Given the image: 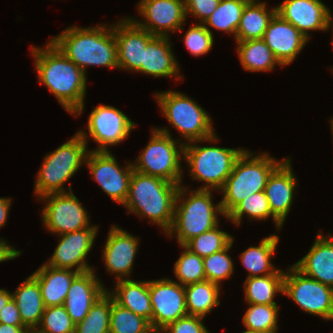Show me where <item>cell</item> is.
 I'll use <instances>...</instances> for the list:
<instances>
[{"instance_id":"83f0119b","label":"cell","mask_w":333,"mask_h":333,"mask_svg":"<svg viewBox=\"0 0 333 333\" xmlns=\"http://www.w3.org/2000/svg\"><path fill=\"white\" fill-rule=\"evenodd\" d=\"M266 2L247 3L236 32V41L263 39L265 30L276 13V6L267 10Z\"/></svg>"},{"instance_id":"7bdbcfd3","label":"cell","mask_w":333,"mask_h":333,"mask_svg":"<svg viewBox=\"0 0 333 333\" xmlns=\"http://www.w3.org/2000/svg\"><path fill=\"white\" fill-rule=\"evenodd\" d=\"M202 317L186 315L169 323L159 333H210L203 324Z\"/></svg>"},{"instance_id":"9c48e42d","label":"cell","mask_w":333,"mask_h":333,"mask_svg":"<svg viewBox=\"0 0 333 333\" xmlns=\"http://www.w3.org/2000/svg\"><path fill=\"white\" fill-rule=\"evenodd\" d=\"M199 141L184 146V159L193 180L203 182L199 189L221 190L244 148L198 146Z\"/></svg>"},{"instance_id":"30bf717a","label":"cell","mask_w":333,"mask_h":333,"mask_svg":"<svg viewBox=\"0 0 333 333\" xmlns=\"http://www.w3.org/2000/svg\"><path fill=\"white\" fill-rule=\"evenodd\" d=\"M283 280V295L310 315L333 320V288L309 278L293 265L287 268Z\"/></svg>"},{"instance_id":"ffe728a7","label":"cell","mask_w":333,"mask_h":333,"mask_svg":"<svg viewBox=\"0 0 333 333\" xmlns=\"http://www.w3.org/2000/svg\"><path fill=\"white\" fill-rule=\"evenodd\" d=\"M263 40L282 67L292 63L308 42L298 29L277 13L271 18Z\"/></svg>"},{"instance_id":"836d02e7","label":"cell","mask_w":333,"mask_h":333,"mask_svg":"<svg viewBox=\"0 0 333 333\" xmlns=\"http://www.w3.org/2000/svg\"><path fill=\"white\" fill-rule=\"evenodd\" d=\"M244 215H247L250 219L261 221L271 217L275 222L276 228L281 229L283 226L272 215L265 191L253 193L246 197L226 216V218L238 226L242 222Z\"/></svg>"},{"instance_id":"f35d334b","label":"cell","mask_w":333,"mask_h":333,"mask_svg":"<svg viewBox=\"0 0 333 333\" xmlns=\"http://www.w3.org/2000/svg\"><path fill=\"white\" fill-rule=\"evenodd\" d=\"M183 252L174 264V274L178 283L186 286L206 280L203 258L192 253L185 246Z\"/></svg>"},{"instance_id":"ee69618b","label":"cell","mask_w":333,"mask_h":333,"mask_svg":"<svg viewBox=\"0 0 333 333\" xmlns=\"http://www.w3.org/2000/svg\"><path fill=\"white\" fill-rule=\"evenodd\" d=\"M221 0H185L186 17L193 15L203 24L216 10Z\"/></svg>"},{"instance_id":"3957f363","label":"cell","mask_w":333,"mask_h":333,"mask_svg":"<svg viewBox=\"0 0 333 333\" xmlns=\"http://www.w3.org/2000/svg\"><path fill=\"white\" fill-rule=\"evenodd\" d=\"M179 184L133 170L127 200L128 211L140 218L147 217L167 233L174 220Z\"/></svg>"},{"instance_id":"f546056e","label":"cell","mask_w":333,"mask_h":333,"mask_svg":"<svg viewBox=\"0 0 333 333\" xmlns=\"http://www.w3.org/2000/svg\"><path fill=\"white\" fill-rule=\"evenodd\" d=\"M235 42L240 63L246 71L266 72L282 66L263 39Z\"/></svg>"},{"instance_id":"e575fe53","label":"cell","mask_w":333,"mask_h":333,"mask_svg":"<svg viewBox=\"0 0 333 333\" xmlns=\"http://www.w3.org/2000/svg\"><path fill=\"white\" fill-rule=\"evenodd\" d=\"M242 322L247 332L276 333L278 330V305L250 304Z\"/></svg>"},{"instance_id":"d4e9b609","label":"cell","mask_w":333,"mask_h":333,"mask_svg":"<svg viewBox=\"0 0 333 333\" xmlns=\"http://www.w3.org/2000/svg\"><path fill=\"white\" fill-rule=\"evenodd\" d=\"M115 288L107 291L120 306L147 319L153 329V307L149 294V280L123 279L115 282Z\"/></svg>"},{"instance_id":"7dc6e473","label":"cell","mask_w":333,"mask_h":333,"mask_svg":"<svg viewBox=\"0 0 333 333\" xmlns=\"http://www.w3.org/2000/svg\"><path fill=\"white\" fill-rule=\"evenodd\" d=\"M11 202L12 201L9 197H0V228L5 226V223L7 222Z\"/></svg>"},{"instance_id":"60d3db41","label":"cell","mask_w":333,"mask_h":333,"mask_svg":"<svg viewBox=\"0 0 333 333\" xmlns=\"http://www.w3.org/2000/svg\"><path fill=\"white\" fill-rule=\"evenodd\" d=\"M233 242L234 238L225 249L203 257L206 280L220 285L222 280L230 278L234 271V263L227 253L232 248Z\"/></svg>"},{"instance_id":"52a82bcc","label":"cell","mask_w":333,"mask_h":333,"mask_svg":"<svg viewBox=\"0 0 333 333\" xmlns=\"http://www.w3.org/2000/svg\"><path fill=\"white\" fill-rule=\"evenodd\" d=\"M87 145L77 132L70 140L47 154L34 183L35 196L41 198L66 192L64 184L80 169L82 163L85 164L90 151Z\"/></svg>"},{"instance_id":"d6a6232c","label":"cell","mask_w":333,"mask_h":333,"mask_svg":"<svg viewBox=\"0 0 333 333\" xmlns=\"http://www.w3.org/2000/svg\"><path fill=\"white\" fill-rule=\"evenodd\" d=\"M247 2L245 0H221L218 7L205 20L203 25L217 29L219 31L233 34L236 38L237 28L240 23L241 15Z\"/></svg>"},{"instance_id":"4dcf8cb0","label":"cell","mask_w":333,"mask_h":333,"mask_svg":"<svg viewBox=\"0 0 333 333\" xmlns=\"http://www.w3.org/2000/svg\"><path fill=\"white\" fill-rule=\"evenodd\" d=\"M220 286L209 280L184 286L188 315L205 318L215 306H219Z\"/></svg>"},{"instance_id":"f6af8a7d","label":"cell","mask_w":333,"mask_h":333,"mask_svg":"<svg viewBox=\"0 0 333 333\" xmlns=\"http://www.w3.org/2000/svg\"><path fill=\"white\" fill-rule=\"evenodd\" d=\"M0 323L13 326H25L20 318L19 309L11 298L0 311Z\"/></svg>"},{"instance_id":"9a60e30c","label":"cell","mask_w":333,"mask_h":333,"mask_svg":"<svg viewBox=\"0 0 333 333\" xmlns=\"http://www.w3.org/2000/svg\"><path fill=\"white\" fill-rule=\"evenodd\" d=\"M149 294L155 332H160L169 323L188 315L184 286L178 282L169 278L150 280Z\"/></svg>"},{"instance_id":"816d5d0a","label":"cell","mask_w":333,"mask_h":333,"mask_svg":"<svg viewBox=\"0 0 333 333\" xmlns=\"http://www.w3.org/2000/svg\"><path fill=\"white\" fill-rule=\"evenodd\" d=\"M247 3H260V1L256 0H245Z\"/></svg>"},{"instance_id":"cb8c5ba5","label":"cell","mask_w":333,"mask_h":333,"mask_svg":"<svg viewBox=\"0 0 333 333\" xmlns=\"http://www.w3.org/2000/svg\"><path fill=\"white\" fill-rule=\"evenodd\" d=\"M169 37L154 36L144 49L141 73L156 77L183 78L180 66L173 54Z\"/></svg>"},{"instance_id":"603a6c76","label":"cell","mask_w":333,"mask_h":333,"mask_svg":"<svg viewBox=\"0 0 333 333\" xmlns=\"http://www.w3.org/2000/svg\"><path fill=\"white\" fill-rule=\"evenodd\" d=\"M293 266L305 276L333 288V236L317 234L311 249Z\"/></svg>"},{"instance_id":"2e32d148","label":"cell","mask_w":333,"mask_h":333,"mask_svg":"<svg viewBox=\"0 0 333 333\" xmlns=\"http://www.w3.org/2000/svg\"><path fill=\"white\" fill-rule=\"evenodd\" d=\"M97 231L98 227H88L58 235L59 243L45 264L57 269L75 270L79 273L93 270L94 267L89 266L86 257L94 246Z\"/></svg>"},{"instance_id":"681fc988","label":"cell","mask_w":333,"mask_h":333,"mask_svg":"<svg viewBox=\"0 0 333 333\" xmlns=\"http://www.w3.org/2000/svg\"><path fill=\"white\" fill-rule=\"evenodd\" d=\"M12 298V293L6 289H0V311L5 307L7 302Z\"/></svg>"},{"instance_id":"8d00e7d4","label":"cell","mask_w":333,"mask_h":333,"mask_svg":"<svg viewBox=\"0 0 333 333\" xmlns=\"http://www.w3.org/2000/svg\"><path fill=\"white\" fill-rule=\"evenodd\" d=\"M150 322L117 304L111 296L109 333H154Z\"/></svg>"},{"instance_id":"bcb514c9","label":"cell","mask_w":333,"mask_h":333,"mask_svg":"<svg viewBox=\"0 0 333 333\" xmlns=\"http://www.w3.org/2000/svg\"><path fill=\"white\" fill-rule=\"evenodd\" d=\"M0 239V263L8 260H13L21 255V251L7 244V241Z\"/></svg>"},{"instance_id":"7c38bea8","label":"cell","mask_w":333,"mask_h":333,"mask_svg":"<svg viewBox=\"0 0 333 333\" xmlns=\"http://www.w3.org/2000/svg\"><path fill=\"white\" fill-rule=\"evenodd\" d=\"M137 124L119 109L108 105H97L91 111L87 128L88 133L79 130L78 134L87 143L89 136L99 145L91 151H109L107 146H114L124 141Z\"/></svg>"},{"instance_id":"d590c367","label":"cell","mask_w":333,"mask_h":333,"mask_svg":"<svg viewBox=\"0 0 333 333\" xmlns=\"http://www.w3.org/2000/svg\"><path fill=\"white\" fill-rule=\"evenodd\" d=\"M111 295L106 291L92 305L84 319L75 326V333H109Z\"/></svg>"},{"instance_id":"6da1fadb","label":"cell","mask_w":333,"mask_h":333,"mask_svg":"<svg viewBox=\"0 0 333 333\" xmlns=\"http://www.w3.org/2000/svg\"><path fill=\"white\" fill-rule=\"evenodd\" d=\"M32 56L39 82L45 85L62 107L74 116L84 110L87 76L50 40L43 46L32 47Z\"/></svg>"},{"instance_id":"ba28073f","label":"cell","mask_w":333,"mask_h":333,"mask_svg":"<svg viewBox=\"0 0 333 333\" xmlns=\"http://www.w3.org/2000/svg\"><path fill=\"white\" fill-rule=\"evenodd\" d=\"M178 143L167 128H153L150 141L136 163H132L133 170L181 185L183 171L180 159L184 158L185 144Z\"/></svg>"},{"instance_id":"ac0fdd59","label":"cell","mask_w":333,"mask_h":333,"mask_svg":"<svg viewBox=\"0 0 333 333\" xmlns=\"http://www.w3.org/2000/svg\"><path fill=\"white\" fill-rule=\"evenodd\" d=\"M107 236L103 249L106 271L114 274L116 281L130 277L139 239L125 230L113 225Z\"/></svg>"},{"instance_id":"d6986e66","label":"cell","mask_w":333,"mask_h":333,"mask_svg":"<svg viewBox=\"0 0 333 333\" xmlns=\"http://www.w3.org/2000/svg\"><path fill=\"white\" fill-rule=\"evenodd\" d=\"M276 13L291 23L308 40L309 31L328 30L331 11L320 0H284Z\"/></svg>"},{"instance_id":"f1b7e54d","label":"cell","mask_w":333,"mask_h":333,"mask_svg":"<svg viewBox=\"0 0 333 333\" xmlns=\"http://www.w3.org/2000/svg\"><path fill=\"white\" fill-rule=\"evenodd\" d=\"M279 238L271 234L263 238L258 246H250L241 253V263L249 273L247 278L274 274L278 270L270 259L277 249Z\"/></svg>"},{"instance_id":"44dd1931","label":"cell","mask_w":333,"mask_h":333,"mask_svg":"<svg viewBox=\"0 0 333 333\" xmlns=\"http://www.w3.org/2000/svg\"><path fill=\"white\" fill-rule=\"evenodd\" d=\"M297 178L292 171L291 160L285 158L270 174L265 194L269 201L272 215L283 225L294 199Z\"/></svg>"},{"instance_id":"5bb4252c","label":"cell","mask_w":333,"mask_h":333,"mask_svg":"<svg viewBox=\"0 0 333 333\" xmlns=\"http://www.w3.org/2000/svg\"><path fill=\"white\" fill-rule=\"evenodd\" d=\"M137 5L145 21L131 19L153 36L169 37L170 32L182 31L187 19L185 0H140Z\"/></svg>"},{"instance_id":"4316f807","label":"cell","mask_w":333,"mask_h":333,"mask_svg":"<svg viewBox=\"0 0 333 333\" xmlns=\"http://www.w3.org/2000/svg\"><path fill=\"white\" fill-rule=\"evenodd\" d=\"M23 324L33 332L39 326L45 310L38 281L30 275L12 293Z\"/></svg>"},{"instance_id":"4fadbf2b","label":"cell","mask_w":333,"mask_h":333,"mask_svg":"<svg viewBox=\"0 0 333 333\" xmlns=\"http://www.w3.org/2000/svg\"><path fill=\"white\" fill-rule=\"evenodd\" d=\"M85 165L92 178L101 186L111 200L123 205L129 193L133 165L120 167L110 151H89Z\"/></svg>"},{"instance_id":"f907efd6","label":"cell","mask_w":333,"mask_h":333,"mask_svg":"<svg viewBox=\"0 0 333 333\" xmlns=\"http://www.w3.org/2000/svg\"><path fill=\"white\" fill-rule=\"evenodd\" d=\"M332 19H333V17H332V15H331V18H330V20H329V24H328V29L330 28V29L333 30V21H332ZM332 32H333V31H332ZM332 45H333V40H332Z\"/></svg>"},{"instance_id":"e0dca14e","label":"cell","mask_w":333,"mask_h":333,"mask_svg":"<svg viewBox=\"0 0 333 333\" xmlns=\"http://www.w3.org/2000/svg\"><path fill=\"white\" fill-rule=\"evenodd\" d=\"M114 35L117 43L118 67L141 73L144 49L154 36L129 17L114 24Z\"/></svg>"},{"instance_id":"ab89813d","label":"cell","mask_w":333,"mask_h":333,"mask_svg":"<svg viewBox=\"0 0 333 333\" xmlns=\"http://www.w3.org/2000/svg\"><path fill=\"white\" fill-rule=\"evenodd\" d=\"M39 325L32 333H75L76 326L64 305L45 307Z\"/></svg>"},{"instance_id":"8992f818","label":"cell","mask_w":333,"mask_h":333,"mask_svg":"<svg viewBox=\"0 0 333 333\" xmlns=\"http://www.w3.org/2000/svg\"><path fill=\"white\" fill-rule=\"evenodd\" d=\"M166 120L190 142L216 143L217 138L209 114L192 98L180 91H165L155 94Z\"/></svg>"},{"instance_id":"7a4b0ae2","label":"cell","mask_w":333,"mask_h":333,"mask_svg":"<svg viewBox=\"0 0 333 333\" xmlns=\"http://www.w3.org/2000/svg\"><path fill=\"white\" fill-rule=\"evenodd\" d=\"M107 26H70L50 41L85 75L89 66L119 68L114 24Z\"/></svg>"},{"instance_id":"b9f144b4","label":"cell","mask_w":333,"mask_h":333,"mask_svg":"<svg viewBox=\"0 0 333 333\" xmlns=\"http://www.w3.org/2000/svg\"><path fill=\"white\" fill-rule=\"evenodd\" d=\"M183 40L185 47L194 56H202L208 53L214 43L212 31L201 23L190 26Z\"/></svg>"},{"instance_id":"c3c4849f","label":"cell","mask_w":333,"mask_h":333,"mask_svg":"<svg viewBox=\"0 0 333 333\" xmlns=\"http://www.w3.org/2000/svg\"><path fill=\"white\" fill-rule=\"evenodd\" d=\"M0 333H32L26 326H13L0 323Z\"/></svg>"},{"instance_id":"7402d4cb","label":"cell","mask_w":333,"mask_h":333,"mask_svg":"<svg viewBox=\"0 0 333 333\" xmlns=\"http://www.w3.org/2000/svg\"><path fill=\"white\" fill-rule=\"evenodd\" d=\"M106 291L94 269L79 273L72 281L63 304L73 322H81L96 300Z\"/></svg>"},{"instance_id":"f5cc1de1","label":"cell","mask_w":333,"mask_h":333,"mask_svg":"<svg viewBox=\"0 0 333 333\" xmlns=\"http://www.w3.org/2000/svg\"><path fill=\"white\" fill-rule=\"evenodd\" d=\"M331 123H330V126H331V130H332V136H333V118H331V120H329Z\"/></svg>"},{"instance_id":"74e56055","label":"cell","mask_w":333,"mask_h":333,"mask_svg":"<svg viewBox=\"0 0 333 333\" xmlns=\"http://www.w3.org/2000/svg\"><path fill=\"white\" fill-rule=\"evenodd\" d=\"M233 240V236L219 228V224L211 230L193 237L184 246L200 257L209 256L225 249Z\"/></svg>"},{"instance_id":"277c9868","label":"cell","mask_w":333,"mask_h":333,"mask_svg":"<svg viewBox=\"0 0 333 333\" xmlns=\"http://www.w3.org/2000/svg\"><path fill=\"white\" fill-rule=\"evenodd\" d=\"M188 190L182 184L179 186L174 220L166 233V236L175 234L179 246H184L193 237L216 227L219 224L218 214L224 216L220 202L216 205L213 203V190L197 189L189 191L190 194Z\"/></svg>"},{"instance_id":"1f68e13d","label":"cell","mask_w":333,"mask_h":333,"mask_svg":"<svg viewBox=\"0 0 333 333\" xmlns=\"http://www.w3.org/2000/svg\"><path fill=\"white\" fill-rule=\"evenodd\" d=\"M285 272L278 269L274 274L245 279V300L250 304L277 305L273 300L277 293H283Z\"/></svg>"},{"instance_id":"484cf974","label":"cell","mask_w":333,"mask_h":333,"mask_svg":"<svg viewBox=\"0 0 333 333\" xmlns=\"http://www.w3.org/2000/svg\"><path fill=\"white\" fill-rule=\"evenodd\" d=\"M78 274L75 270L44 264L31 275L38 281L45 307H49L64 304L70 285Z\"/></svg>"},{"instance_id":"5b68a950","label":"cell","mask_w":333,"mask_h":333,"mask_svg":"<svg viewBox=\"0 0 333 333\" xmlns=\"http://www.w3.org/2000/svg\"><path fill=\"white\" fill-rule=\"evenodd\" d=\"M254 154L246 149L242 152L220 190L223 194L220 204L225 217L246 197L264 191L270 174L282 162L266 152Z\"/></svg>"},{"instance_id":"8fae6325","label":"cell","mask_w":333,"mask_h":333,"mask_svg":"<svg viewBox=\"0 0 333 333\" xmlns=\"http://www.w3.org/2000/svg\"><path fill=\"white\" fill-rule=\"evenodd\" d=\"M68 192L49 194L39 198L46 202L42 212V222L48 231L60 235L92 226L89 215L69 184Z\"/></svg>"}]
</instances>
